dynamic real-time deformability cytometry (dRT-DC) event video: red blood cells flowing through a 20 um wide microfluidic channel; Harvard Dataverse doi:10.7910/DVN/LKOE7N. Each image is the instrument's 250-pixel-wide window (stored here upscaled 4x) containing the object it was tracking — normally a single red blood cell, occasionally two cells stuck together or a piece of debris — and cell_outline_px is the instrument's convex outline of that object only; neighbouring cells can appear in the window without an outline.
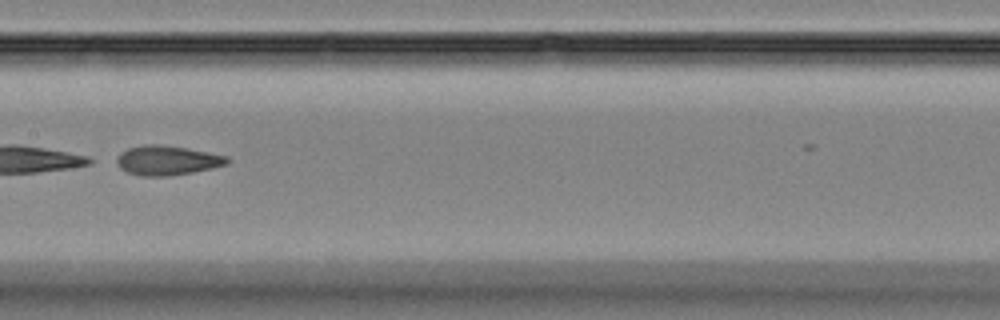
{"species": "Egyptian fruit bat (a non-hibernating species)", "species_latin": "Rousettus aegyptiacus", "temperature_condition": "room temperature", "stored_images_in_passage": 32, "camera_frame_rate_fps": 3000, "um_per_image_px": 0.085, "animal": {"sex": "female"}, "frame": {"image": 1, "passage_image": 14, "time_ms": 4.333, "image_size_px": [1000, 320], "cell_outline_px": [[232, 160], [228, 164], [212, 168], [192, 172], [168, 176], [140, 176], [128, 172], [120, 168], [116, 164], [116, 156], [120, 152], [128, 148], [144, 144], [156, 144], [188, 148], [228, 156]], "centroid_in_image_um": [14.21, 13.63], "position_along_channel_um": 193.2, "area_um2": 19.19}}